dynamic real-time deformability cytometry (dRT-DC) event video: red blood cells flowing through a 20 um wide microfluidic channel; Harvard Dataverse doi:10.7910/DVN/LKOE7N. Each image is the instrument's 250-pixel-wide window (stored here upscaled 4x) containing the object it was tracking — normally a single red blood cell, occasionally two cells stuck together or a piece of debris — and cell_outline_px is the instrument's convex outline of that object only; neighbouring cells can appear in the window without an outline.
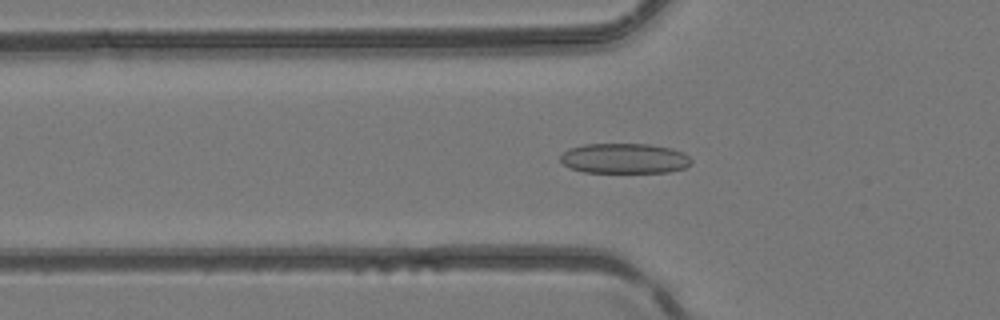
{"species": "common noctule bat (a hibernating species)", "species_latin": "Nyctalus noctula", "temperature_condition": "room temperature", "stored_images_in_passage": 31, "camera_frame_rate_fps": 3000, "um_per_image_px": 0.085, "animal": {"sex": "female", "body_mass_g": 24.6, "forearm_length_mm": 56.2}, "frame": {"image": 1, "passage_image": 3, "time_ms": 0.667, "image_size_px": [1000, 320], "cell_outline_px": [[692, 164], [684, 168], [668, 172], [584, 172], [568, 168], [560, 160], [560, 156], [568, 148], [584, 144], [648, 144], [672, 148], [684, 152], [692, 160]], "centroid_in_image_um": [53.08, 13.46], "position_along_channel_um": 72.7, "area_um2": 23.18}}
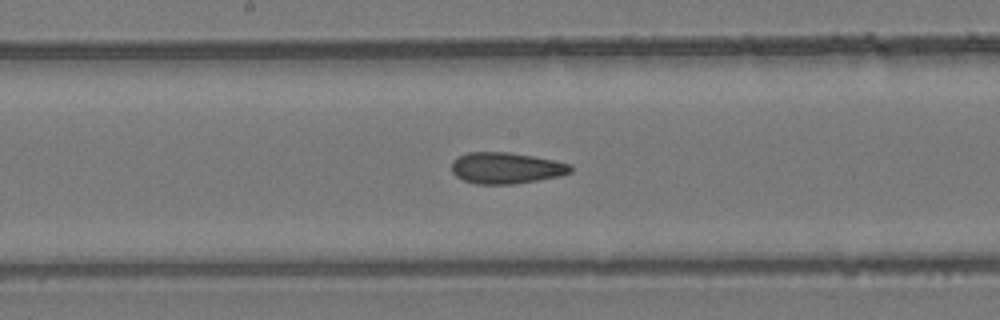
{"frame": {"image": 2, "passage_image": 12, "time_ms": 3.667, "image_size_px": [1000, 320], "cell_outline_px": [[572, 172], [560, 176], [512, 184], [476, 184], [464, 180], [456, 176], [452, 172], [452, 160], [456, 156], [468, 152], [508, 152], [532, 156], [572, 164]], "centroid_in_image_um": [42.99, 14.27], "position_along_channel_um": 205.2, "area_um2": 21.68}}
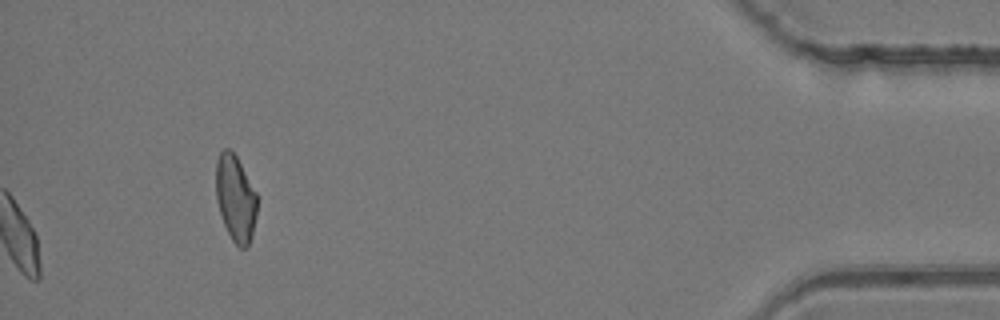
{"frame": {"image": 3, "passage_image": 31, "time_ms": 10.0, "image_size_px": [1000, 320], "cell_outline_px": [[256, 216], [252, 236], [248, 244], [244, 248], [240, 248], [232, 240], [224, 224], [216, 200], [216, 160], [220, 152], [224, 148], [228, 148], [236, 156], [256, 192]], "centroid_in_image_um": [20.0, 16.84], "position_along_channel_um": 415.2, "area_um2": 20.46}}